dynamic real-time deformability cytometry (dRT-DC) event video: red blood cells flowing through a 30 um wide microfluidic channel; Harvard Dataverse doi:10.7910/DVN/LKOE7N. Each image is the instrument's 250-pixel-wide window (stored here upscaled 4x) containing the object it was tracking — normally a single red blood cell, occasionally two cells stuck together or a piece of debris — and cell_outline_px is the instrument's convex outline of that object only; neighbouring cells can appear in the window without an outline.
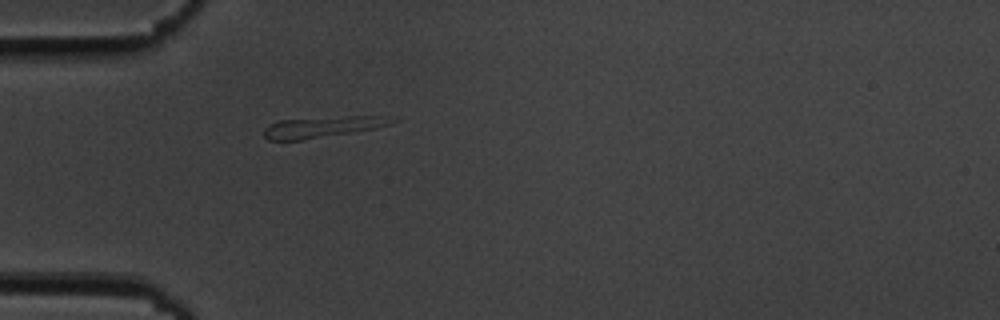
{"species": "common noctule bat (a hibernating species)", "species_latin": "Nyctalus noctula", "temperature_condition": "cold", "stored_images_in_passage": 36, "camera_frame_rate_fps": 3000, "um_per_image_px": 0.085, "animal": {"sex": "male", "body_mass_g": 19.5, "forearm_length_mm": 54.6}, "frame": {"image": 1, "passage_image": 1, "time_ms": 0.0, "image_size_px": [1000, 320], "cell_outline_px": [[396, 120], [392, 124], [376, 128], [304, 140], [268, 140], [264, 136], [264, 128], [280, 120], [348, 116], [380, 116]], "centroid_in_image_um": [27.4, 10.8], "position_along_channel_um": 57.6, "area_um2": 15.43}}
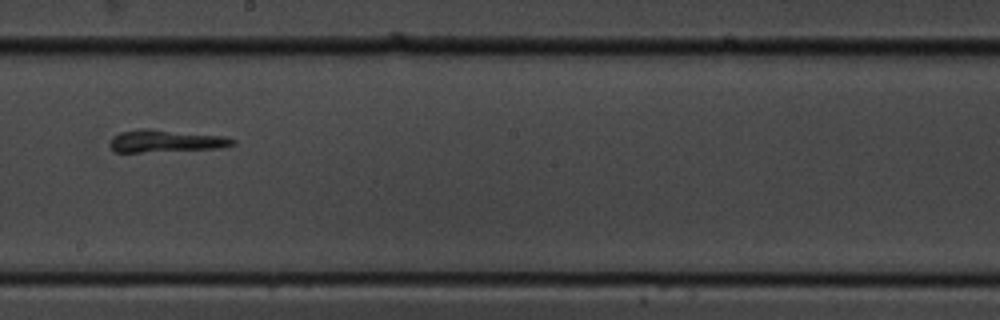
{"frame": {"image": 2, "passage_image": 16, "time_ms": 5.0, "image_size_px": [1000, 320], "cell_outline_px": [[236, 144], [220, 148], [140, 152], [116, 152], [108, 144], [112, 136], [120, 132], [140, 128], [148, 128], [224, 136], [236, 140]], "centroid_in_image_um": [14.07, 11.97], "position_along_channel_um": 234.1, "area_um2": 16.07}}
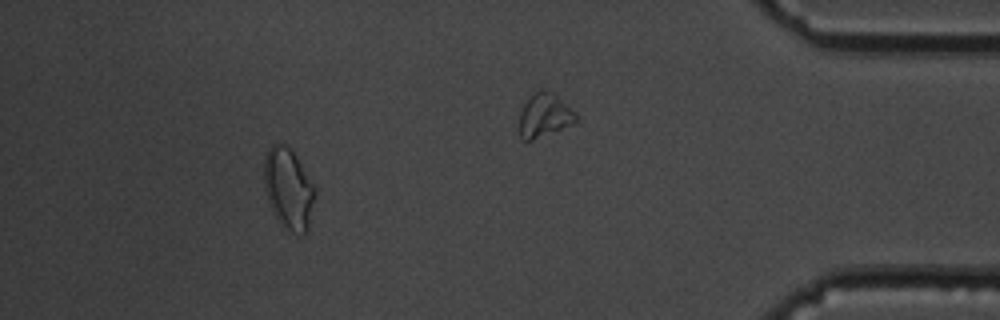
{"frame": {"image": 3, "passage_image": 30, "time_ms": 9.667, "image_size_px": [1000, 320], "cell_outline_px": [[316, 192], [308, 228], [304, 236], [300, 236], [284, 228], [272, 212], [264, 188], [264, 156], [268, 148], [272, 144], [284, 144], [296, 156], [316, 188]], "centroid_in_image_um": [24.52, 16.07], "position_along_channel_um": 410.7, "area_um2": 24.16}}